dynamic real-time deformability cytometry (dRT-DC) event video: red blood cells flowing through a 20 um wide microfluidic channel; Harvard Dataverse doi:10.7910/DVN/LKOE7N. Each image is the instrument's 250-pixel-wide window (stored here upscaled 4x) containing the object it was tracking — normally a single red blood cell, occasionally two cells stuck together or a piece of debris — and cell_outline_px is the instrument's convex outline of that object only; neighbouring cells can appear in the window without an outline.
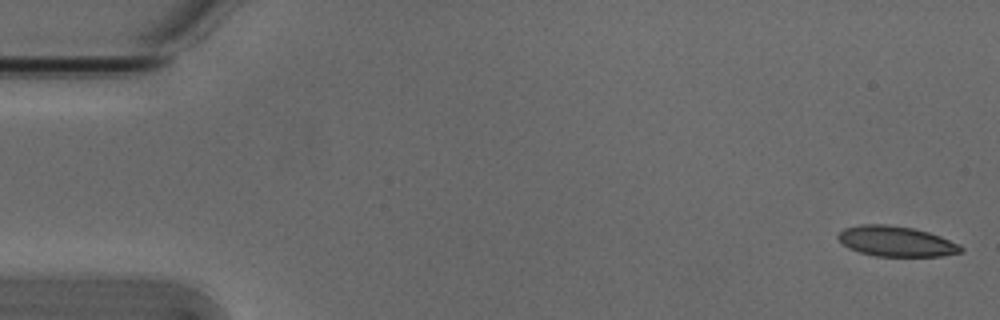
{"species": "Egyptian fruit bat (a non-hibernating species)", "species_latin": "Rousettus aegyptiacus", "temperature_condition": "cold", "stored_images_in_passage": 53, "camera_frame_rate_fps": 3000, "um_per_image_px": 0.085, "animal": {"sex": "male"}, "frame": {"image": 1, "passage_image": 1, "time_ms": 0.0, "image_size_px": [1000, 320], "cell_outline_px": [[964, 248], [960, 252], [940, 256], [876, 256], [860, 252], [848, 248], [836, 236], [844, 228], [860, 224], [888, 224], [912, 228], [928, 232], [940, 236], [960, 244]], "centroid_in_image_um": [76.16, 20.5], "position_along_channel_um": 8.8, "area_um2": 21.62}}
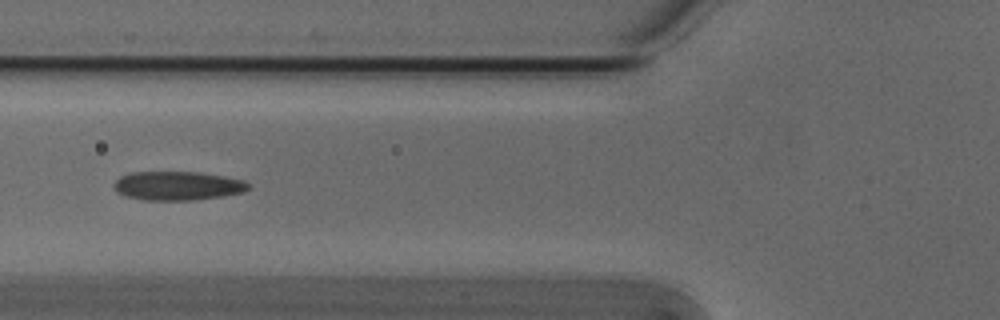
{"frame": {"image": 2, "passage_image": 20, "time_ms": 6.333, "image_size_px": [1000, 320], "cell_outline_px": [[248, 188], [244, 192], [224, 196], [192, 200], [144, 200], [124, 196], [116, 192], [112, 184], [120, 176], [132, 172], [200, 172], [224, 176], [244, 180], [248, 184]], "centroid_in_image_um": [15.06, 15.79], "position_along_channel_um": 110.7, "area_um2": 22.77}}
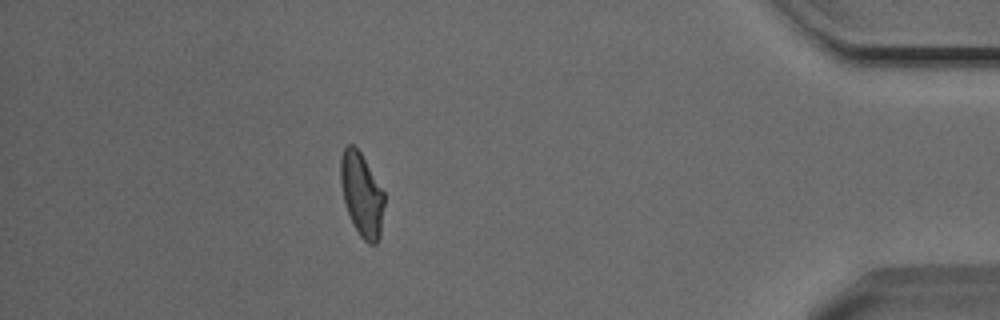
{"frame": {"image": 3, "passage_image": 47, "time_ms": 15.333, "image_size_px": [1000, 320], "cell_outline_px": [[384, 204], [380, 236], [376, 244], [368, 244], [360, 236], [352, 224], [344, 200], [340, 184], [340, 160], [344, 148], [348, 144], [352, 144], [360, 152], [384, 192]], "centroid_in_image_um": [30.74, 16.56], "position_along_channel_um": 404.5, "area_um2": 21.15}, "authors_computed_cell_mechanics": {"area_um2": 22.3108, "velocity_mm_per_s": 3.8151, "shape_relaxation_time_tau1_ms": 5.4881, "shape_relaxation_time_tau2_ms": 1.0419, "deformation_change_tau1": 0.1413, "deformation_change_tau2": 0.0647}}